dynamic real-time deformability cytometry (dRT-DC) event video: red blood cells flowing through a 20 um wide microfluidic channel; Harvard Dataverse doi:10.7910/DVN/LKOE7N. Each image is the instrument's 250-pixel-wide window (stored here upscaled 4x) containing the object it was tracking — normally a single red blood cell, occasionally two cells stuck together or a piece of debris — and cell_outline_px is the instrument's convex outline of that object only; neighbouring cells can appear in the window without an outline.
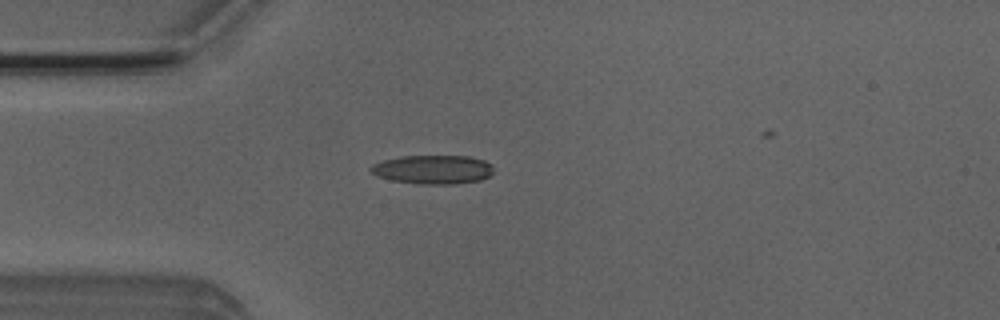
{"species": "Egyptian fruit bat (a non-hibernating species)", "species_latin": "Rousettus aegyptiacus", "temperature_condition": "room temperature", "stored_images_in_passage": 4, "camera_frame_rate_fps": 3000, "um_per_image_px": 0.085, "animal": {"sex": "male"}, "frame": {"image": 1, "passage_image": 4, "time_ms": 1.0, "image_size_px": [1000, 320], "cell_outline_px": [[492, 172], [488, 176], [480, 180], [452, 184], [420, 184], [392, 180], [376, 176], [368, 168], [372, 164], [384, 160], [404, 156], [468, 156], [484, 160], [492, 164]], "centroid_in_image_um": [36.78, 14.4], "position_along_channel_um": 48.2, "area_um2": 20.58}}